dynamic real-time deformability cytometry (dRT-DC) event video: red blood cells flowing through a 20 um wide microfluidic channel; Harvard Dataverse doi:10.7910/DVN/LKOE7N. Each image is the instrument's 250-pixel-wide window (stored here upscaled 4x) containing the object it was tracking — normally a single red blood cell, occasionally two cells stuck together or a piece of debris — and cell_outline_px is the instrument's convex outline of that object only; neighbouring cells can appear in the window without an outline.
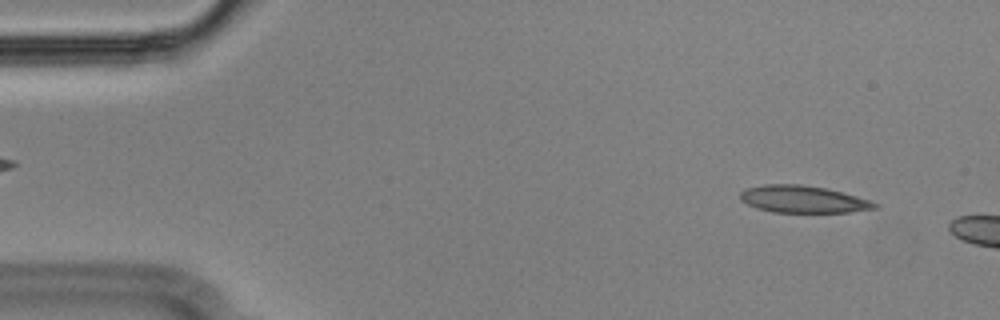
{"species": "Egyptian fruit bat (a non-hibernating species)", "species_latin": "Rousettus aegyptiacus", "temperature_condition": "cold", "stored_images_in_passage": 8, "camera_frame_rate_fps": 3000, "um_per_image_px": 0.085, "animal": {"sex": "male"}, "frame": {"image": 1, "passage_image": 4, "time_ms": 1.0, "image_size_px": [1000, 320], "cell_outline_px": [[880, 204], [876, 208], [848, 212], [772, 212], [756, 208], [740, 200], [740, 192], [744, 188], [764, 184], [800, 184], [824, 188], [856, 196]], "centroid_in_image_um": [68.2, 16.93], "position_along_channel_um": 16.8, "area_um2": 21.15}}